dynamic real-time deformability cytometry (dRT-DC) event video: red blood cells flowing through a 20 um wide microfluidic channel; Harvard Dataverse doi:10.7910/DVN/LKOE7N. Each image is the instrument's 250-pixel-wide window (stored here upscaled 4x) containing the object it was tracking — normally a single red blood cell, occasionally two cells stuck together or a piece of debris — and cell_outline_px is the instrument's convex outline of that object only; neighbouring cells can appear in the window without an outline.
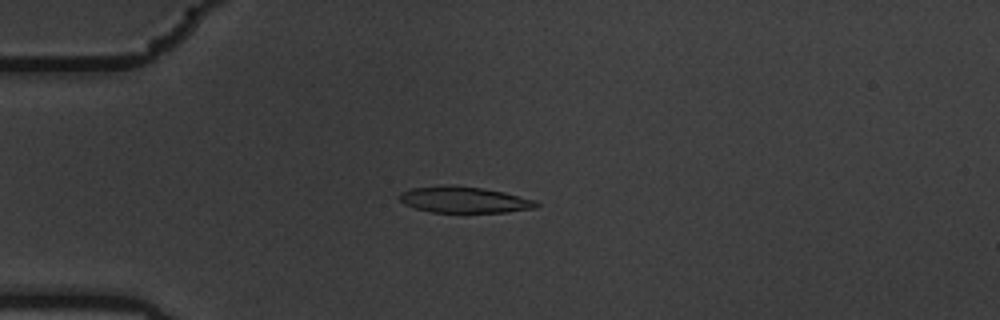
{"species": "common noctule bat (a hibernating species)", "species_latin": "Nyctalus noctula", "temperature_condition": "warm", "stored_images_in_passage": 58, "camera_frame_rate_fps": 3000, "um_per_image_px": 0.085, "animal": {"sex": "male", "body_mass_g": 19.5, "forearm_length_mm": 54.6}, "frame": {"image": 1, "passage_image": 16, "time_ms": 5.0, "image_size_px": [1000, 320], "cell_outline_px": [[540, 204], [536, 208], [508, 212], [432, 212], [416, 208], [404, 204], [396, 196], [400, 192], [412, 188], [480, 188], [504, 192], [536, 200]], "centroid_in_image_um": [39.51, 17.03], "position_along_channel_um": 45.5, "area_um2": 20.0}}
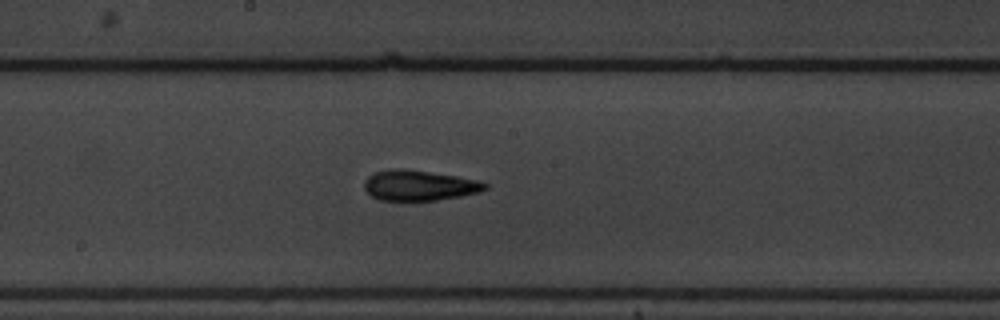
{"frame": {"image": 2, "passage_image": 32, "time_ms": 10.333, "image_size_px": [1000, 320], "cell_outline_px": [[488, 188], [480, 192], [460, 196], [436, 200], [380, 200], [372, 196], [364, 188], [364, 180], [368, 176], [376, 172], [388, 168], [404, 168], [456, 176], [480, 180], [488, 184]], "centroid_in_image_um": [35.64, 15.75], "position_along_channel_um": 212.6, "area_um2": 21.44}}
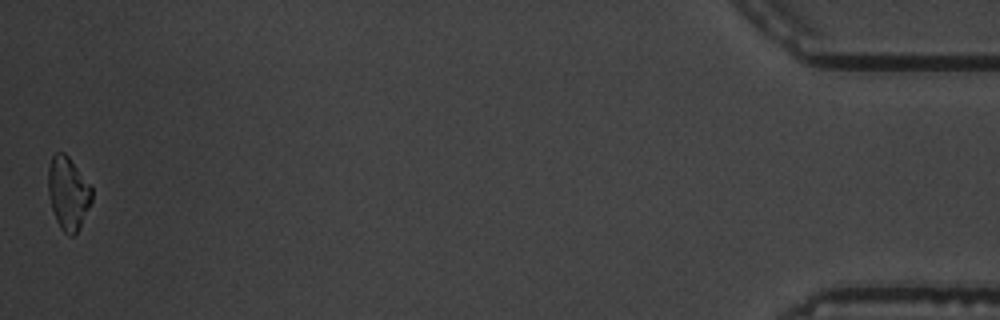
{"frame": {"image": 3, "passage_image": 58, "time_ms": 19.0, "image_size_px": [1000, 320], "cell_outline_px": [[92, 200], [76, 232], [72, 236], [68, 236], [60, 228], [56, 220], [52, 208], [48, 192], [48, 164], [52, 156], [56, 152], [64, 152], [68, 156], [92, 188]], "centroid_in_image_um": [5.76, 16.4], "position_along_channel_um": 429.4, "area_um2": 18.26}, "authors_computed_cell_mechanics": {"area_um2": 20.6924, "velocity_mm_per_s": 3.5341, "shape_relaxation_time_tau1_ms": 4.1087, "shape_relaxation_time_tau2_ms": 2.7286, "deformation_change_tau1": 0.1616, "deformation_change_tau2": 0.1228}}